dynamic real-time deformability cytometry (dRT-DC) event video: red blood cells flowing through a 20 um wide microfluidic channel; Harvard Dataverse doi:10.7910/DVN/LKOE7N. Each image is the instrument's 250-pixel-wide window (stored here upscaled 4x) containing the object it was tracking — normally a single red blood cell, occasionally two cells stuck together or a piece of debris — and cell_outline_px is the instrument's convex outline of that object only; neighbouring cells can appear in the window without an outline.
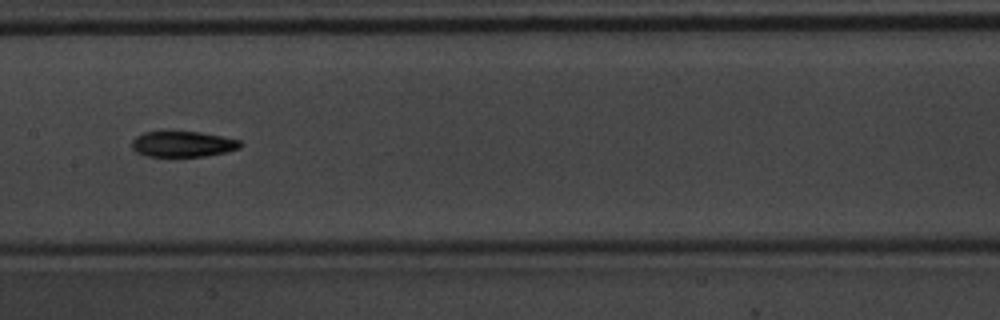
{"species": "common noctule bat (a hibernating species)", "species_latin": "Nyctalus noctula", "temperature_condition": "warm", "stored_images_in_passage": 39, "camera_frame_rate_fps": 3000, "um_per_image_px": 0.085, "animal": {"sex": "male", "body_mass_g": 20.1, "forearm_length_mm": 53.5}, "frame": {"image": 1, "passage_image": 12, "time_ms": 3.667, "image_size_px": [1000, 320], "cell_outline_px": [[244, 144], [240, 148], [224, 152], [204, 156], [148, 156], [136, 152], [132, 148], [132, 140], [136, 136], [144, 132], [200, 132], [240, 140]], "centroid_in_image_um": [15.54, 12.24], "position_along_channel_um": 191.9, "area_um2": 16.07}, "authors_computed_cell_mechanics": {"area_um2": 16.3574, "velocity_mm_per_s": 3.8067, "shape_relaxation_time_tau1_ms": 4.1653, "shape_relaxation_time_tau2_ms": 7.625, "deformation_change_tau1": 0.1791, "deformation_change_tau2": 0.1707}}